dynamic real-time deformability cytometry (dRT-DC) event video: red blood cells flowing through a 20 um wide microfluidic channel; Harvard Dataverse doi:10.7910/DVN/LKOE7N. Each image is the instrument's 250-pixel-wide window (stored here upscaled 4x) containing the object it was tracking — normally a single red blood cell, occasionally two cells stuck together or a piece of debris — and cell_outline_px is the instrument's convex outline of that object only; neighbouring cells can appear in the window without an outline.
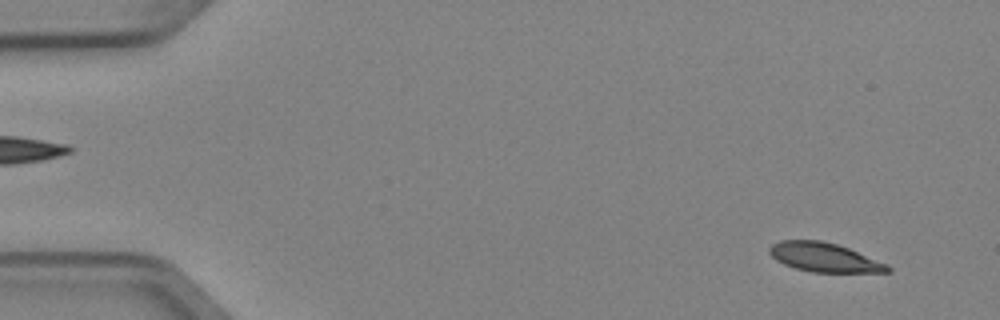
{"species": "Egyptian fruit bat (a non-hibernating species)", "species_latin": "Rousettus aegyptiacus", "temperature_condition": "cold", "stored_images_in_passage": 3, "camera_frame_rate_fps": 3000, "um_per_image_px": 0.085, "animal": {"sex": "female"}, "frame": {"image": 1, "passage_image": 1, "time_ms": 0.0, "image_size_px": [1000, 320], "cell_outline_px": [[892, 272], [812, 272], [796, 268], [784, 264], [776, 260], [768, 252], [768, 248], [772, 244], [780, 240], [820, 240], [836, 244], [848, 248], [888, 264], [892, 268]], "centroid_in_image_um": [70.06, 21.87], "position_along_channel_um": 14.9, "area_um2": 20.0}}
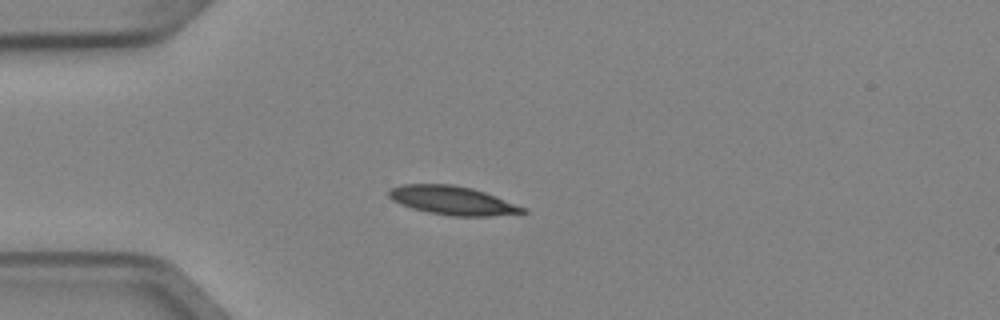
{"frame": {"image": 2, "passage_image": 3, "time_ms": 0.667, "image_size_px": [1000, 320], "cell_outline_px": [[528, 212], [488, 216], [452, 216], [428, 212], [412, 208], [400, 204], [392, 200], [388, 196], [388, 188], [404, 184], [452, 184], [472, 188], [496, 196], [528, 208]], "centroid_in_image_um": [38.46, 17.03], "position_along_channel_um": 46.5, "area_um2": 22.48}}